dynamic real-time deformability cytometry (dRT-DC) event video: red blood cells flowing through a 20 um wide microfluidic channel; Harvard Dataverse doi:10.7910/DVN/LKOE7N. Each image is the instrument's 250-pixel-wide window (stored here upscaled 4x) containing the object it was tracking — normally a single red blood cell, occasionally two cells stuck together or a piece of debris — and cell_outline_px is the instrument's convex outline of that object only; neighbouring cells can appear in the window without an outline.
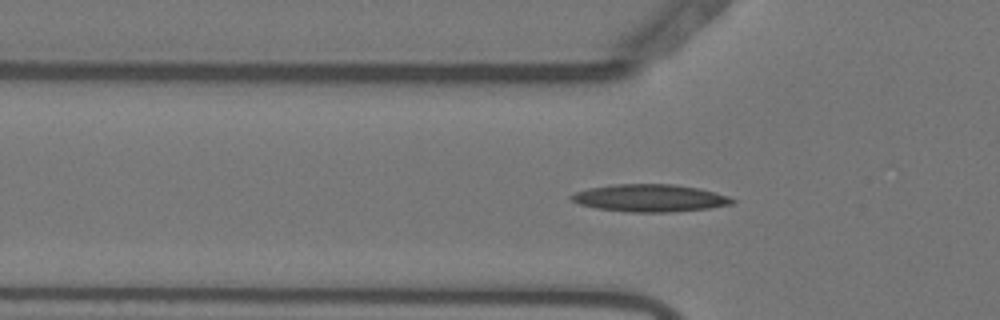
{"species": "Egyptian fruit bat (a non-hibernating species)", "species_latin": "Rousettus aegyptiacus", "temperature_condition": "warm", "stored_images_in_passage": 29, "camera_frame_rate_fps": 3000, "um_per_image_px": 0.085, "animal": {"sex": "female"}, "frame": {"image": 1, "passage_image": 18, "time_ms": 5.667, "image_size_px": [1000, 320], "cell_outline_px": [[736, 200], [732, 204], [712, 208], [672, 212], [628, 212], [596, 208], [580, 204], [572, 200], [568, 196], [576, 192], [588, 188], [612, 184], [672, 184], [700, 188], [728, 196]], "centroid_in_image_um": [55.25, 16.83], "position_along_channel_um": 70.5, "area_um2": 25.84}}
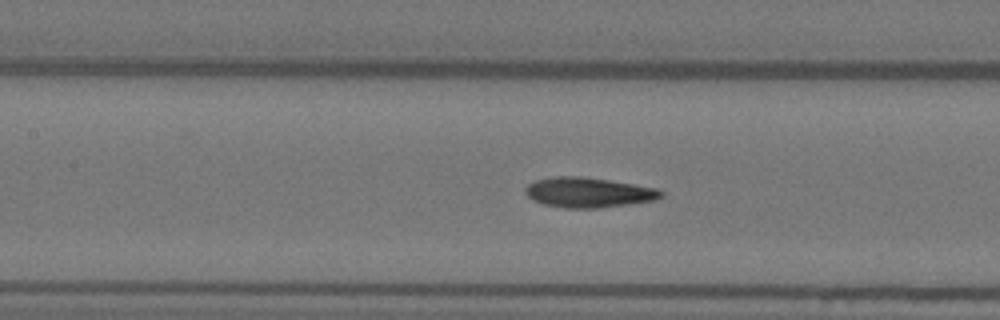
{"frame": {"image": 2, "passage_image": 25, "time_ms": 8.0, "image_size_px": [1000, 320], "cell_outline_px": [[664, 196], [656, 200], [628, 204], [596, 208], [564, 208], [544, 204], [532, 200], [524, 192], [524, 188], [528, 184], [536, 180], [552, 176], [580, 176], [608, 180], [656, 188], [664, 192]], "centroid_in_image_um": [49.99, 16.36], "position_along_channel_um": 157.4, "area_um2": 23.76}}
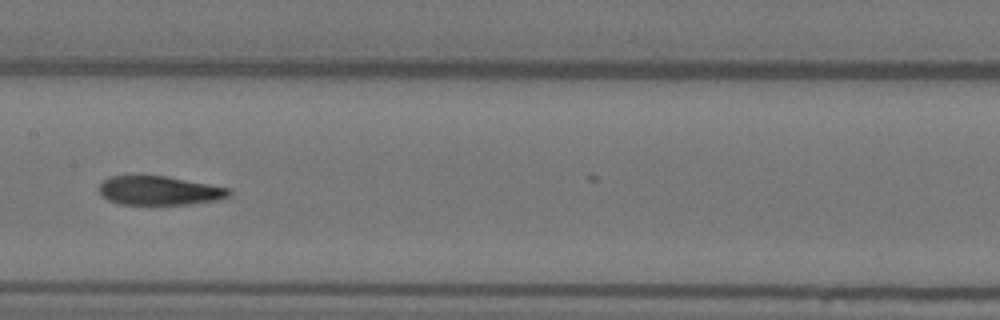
{"frame": {"image": 3, "passage_image": 28, "time_ms": 9.0, "image_size_px": [1000, 320], "cell_outline_px": [[232, 192], [228, 196], [220, 200], [188, 204], [120, 204], [108, 200], [100, 192], [100, 184], [108, 176], [164, 176], [232, 188]], "centroid_in_image_um": [13.59, 16.2], "position_along_channel_um": 193.8, "area_um2": 21.79}}